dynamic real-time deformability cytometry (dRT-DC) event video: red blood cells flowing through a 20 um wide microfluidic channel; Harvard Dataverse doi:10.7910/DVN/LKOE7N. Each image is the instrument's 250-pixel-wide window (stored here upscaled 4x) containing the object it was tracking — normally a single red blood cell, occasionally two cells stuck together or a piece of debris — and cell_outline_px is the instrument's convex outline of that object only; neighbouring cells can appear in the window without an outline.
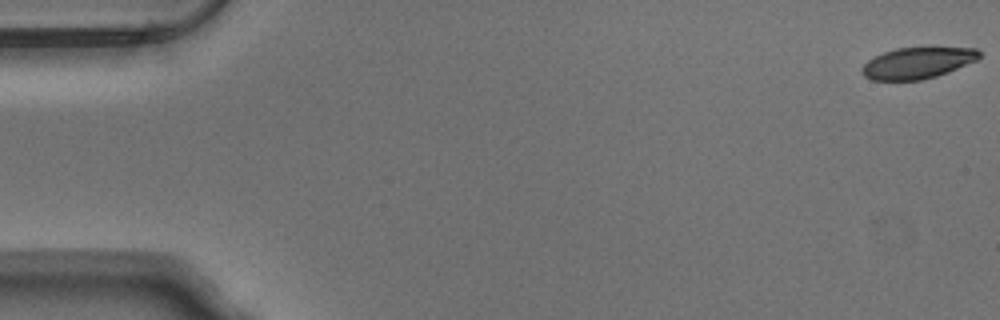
{"species": "Egyptian fruit bat (a non-hibernating species)", "species_latin": "Rousettus aegyptiacus", "temperature_condition": "warm", "stored_images_in_passage": 54, "camera_frame_rate_fps": 3000, "um_per_image_px": 0.085, "animal": {"sex": "male"}, "frame": {"image": 1, "passage_image": 1, "time_ms": 0.0, "image_size_px": [1000, 320], "cell_outline_px": [[980, 56], [976, 60], [948, 72], [936, 76], [920, 80], [872, 80], [864, 76], [860, 72], [860, 68], [868, 60], [884, 52], [896, 48], [976, 48], [980, 52]], "centroid_in_image_um": [77.95, 5.36], "position_along_channel_um": 7.1, "area_um2": 21.15}}
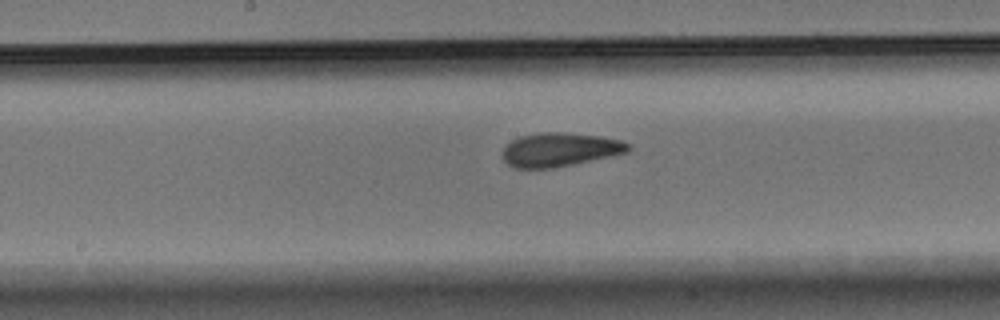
{"frame": {"image": 2, "passage_image": 28, "time_ms": 9.0, "image_size_px": [1000, 320], "cell_outline_px": [[632, 148], [628, 152], [572, 164], [552, 168], [512, 168], [504, 160], [504, 148], [512, 140], [520, 136], [540, 132], [564, 132], [600, 136], [620, 140], [628, 144]], "centroid_in_image_um": [47.58, 12.71], "position_along_channel_um": 200.6, "area_um2": 24.51}}
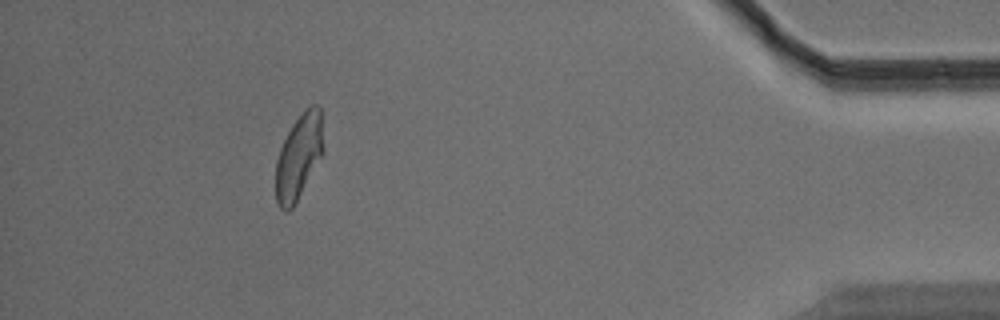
{"frame": {"image": 3, "passage_image": 49, "time_ms": 16.0, "image_size_px": [1000, 320], "cell_outline_px": [[324, 152], [292, 208], [288, 212], [284, 212], [276, 204], [276, 160], [280, 148], [292, 124], [312, 104], [316, 104], [320, 108], [324, 148]], "centroid_in_image_um": [25.39, 13.35], "position_along_channel_um": 409.8, "area_um2": 23.35}, "authors_computed_cell_mechanics": {"area_um2": 24.0448, "velocity_mm_per_s": 3.7799, "shape_relaxation_time_tau1_ms": 4.4167, "shape_relaxation_time_tau2_ms": 1.7307, "deformation_change_tau1": 0.1596, "deformation_change_tau2": 0.0789}}